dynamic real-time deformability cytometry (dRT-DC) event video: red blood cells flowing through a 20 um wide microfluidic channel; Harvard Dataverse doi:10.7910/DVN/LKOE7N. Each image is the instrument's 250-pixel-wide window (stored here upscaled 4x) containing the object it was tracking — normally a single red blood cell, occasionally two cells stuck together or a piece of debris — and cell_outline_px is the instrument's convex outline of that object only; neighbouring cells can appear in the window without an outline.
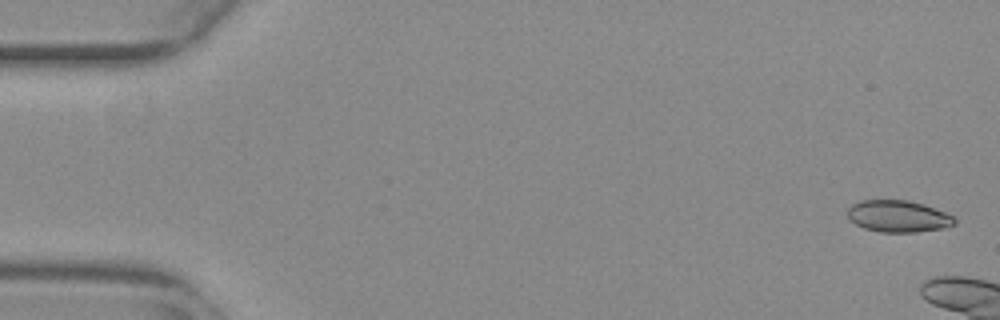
{"species": "common noctule bat (a hibernating species)", "species_latin": "Nyctalus noctula", "temperature_condition": "warm", "stored_images_in_passage": 7, "camera_frame_rate_fps": 3000, "um_per_image_px": 0.085, "animal": {"sex": "female", "body_mass_g": 29.2, "forearm_length_mm": 56.3}, "frame": {"image": 1, "passage_image": 2, "time_ms": 0.333, "image_size_px": [1000, 320], "cell_outline_px": [[956, 224], [944, 228], [916, 232], [880, 232], [864, 228], [856, 224], [848, 216], [848, 208], [852, 204], [860, 200], [908, 200], [924, 204], [944, 212], [952, 216], [956, 220]], "centroid_in_image_um": [76.35, 18.38], "position_along_channel_um": 8.6, "area_um2": 19.77}}